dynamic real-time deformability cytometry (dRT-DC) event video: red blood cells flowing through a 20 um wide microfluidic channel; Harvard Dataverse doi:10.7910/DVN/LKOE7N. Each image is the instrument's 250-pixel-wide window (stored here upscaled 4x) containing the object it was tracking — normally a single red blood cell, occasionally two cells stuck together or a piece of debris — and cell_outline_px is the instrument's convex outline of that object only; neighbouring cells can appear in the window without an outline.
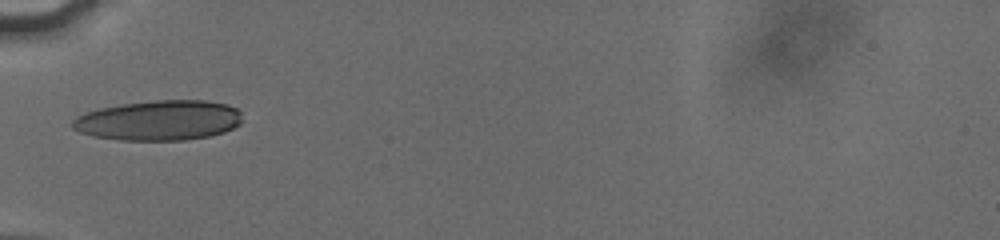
{"species": "human", "species_latin": "Homo sapiens", "temperature_condition": "cold", "stored_images_in_passage": 43, "camera_frame_rate_fps": 3000, "um_per_image_px": 0.085, "donor": {"sex": "male"}, "frame": {"image": 1, "passage_image": 1, "time_ms": 0.0, "image_size_px": [1000, 240], "cell_outline_px": [[240, 124], [224, 132], [208, 136], [184, 140], [120, 140], [92, 136], [80, 132], [72, 128], [72, 120], [76, 116], [84, 112], [100, 108], [124, 104], [156, 100], [208, 100], [224, 104], [236, 108], [240, 112]], "centroid_in_image_um": [13.47, 10.23], "position_along_channel_um": 71.5, "area_um2": 39.59}}
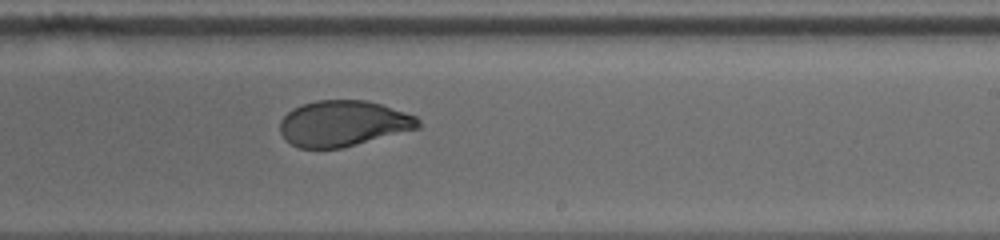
{"frame": {"image": 2, "passage_image": 20, "time_ms": 5.0, "image_size_px": [1000, 240], "cell_outline_px": [[420, 128], [340, 148], [300, 148], [292, 144], [280, 132], [280, 120], [292, 108], [300, 104], [316, 100], [364, 100], [380, 104], [416, 116], [420, 120]], "centroid_in_image_um": [29.16, 10.48], "position_along_channel_um": 259.8, "area_um2": 36.65}}
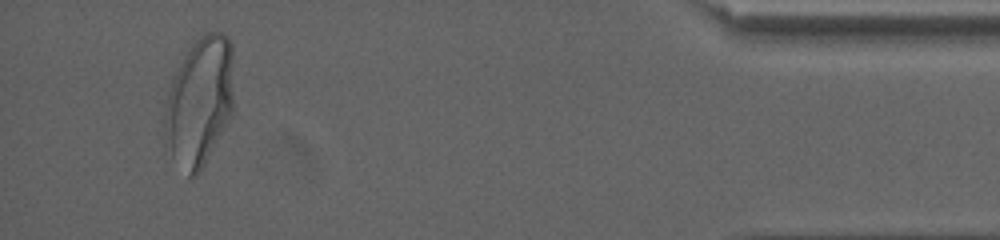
{"frame": {"image": 3, "passage_image": 41, "time_ms": 10.667, "image_size_px": [1000, 240], "cell_outline_px": [[232, 116], [200, 172], [196, 176], [188, 176], [172, 156], [164, 124], [164, 116], [168, 92], [172, 80], [184, 56], [192, 44], [204, 32], [220, 32], [228, 36], [232, 44]], "centroid_in_image_um": [16.99, 8.61], "position_along_channel_um": 418.2, "area_um2": 51.38}, "authors_computed_cell_mechanics": {"area_um2": 38.148, "velocity_mm_per_s": 3.8024, "shape_relaxation_time_tau1_ms": 5.9104, "shape_relaxation_time_tau2_ms": 0.8246, "deformation_change_tau1": 0.1915, "deformation_change_tau2": 0.0584}}